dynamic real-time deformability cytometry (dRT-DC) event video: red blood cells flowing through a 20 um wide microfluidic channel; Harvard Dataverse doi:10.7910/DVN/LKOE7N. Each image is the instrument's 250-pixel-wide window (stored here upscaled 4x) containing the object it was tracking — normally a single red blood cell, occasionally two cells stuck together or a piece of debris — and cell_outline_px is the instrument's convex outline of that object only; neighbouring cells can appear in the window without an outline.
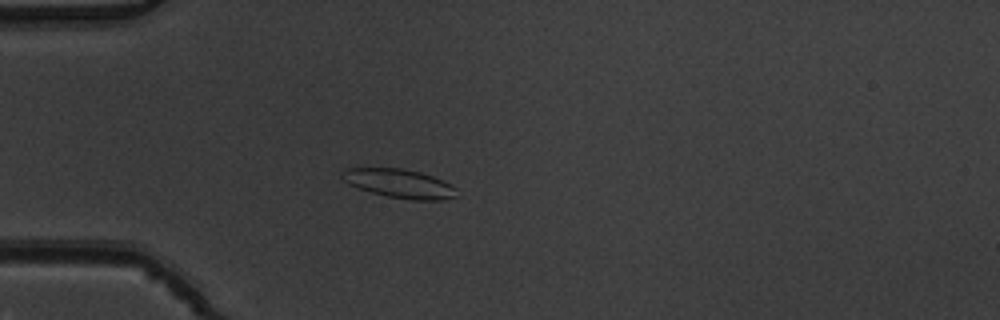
{"species": "common noctule bat (a hibernating species)", "species_latin": "Nyctalus noctula", "temperature_condition": "warm", "stored_images_in_passage": 52, "camera_frame_rate_fps": 3000, "um_per_image_px": 0.085, "animal": {"sex": "male", "body_mass_g": 19.5, "forearm_length_mm": 54.6}, "frame": {"image": 1, "passage_image": 15, "time_ms": 4.667, "image_size_px": [1000, 320], "cell_outline_px": [[460, 196], [440, 200], [412, 200], [388, 196], [372, 192], [348, 184], [340, 176], [340, 172], [348, 168], [400, 168], [420, 172], [432, 176], [456, 188]], "centroid_in_image_um": [33.95, 15.6], "position_along_channel_um": 51.0, "area_um2": 19.13}}
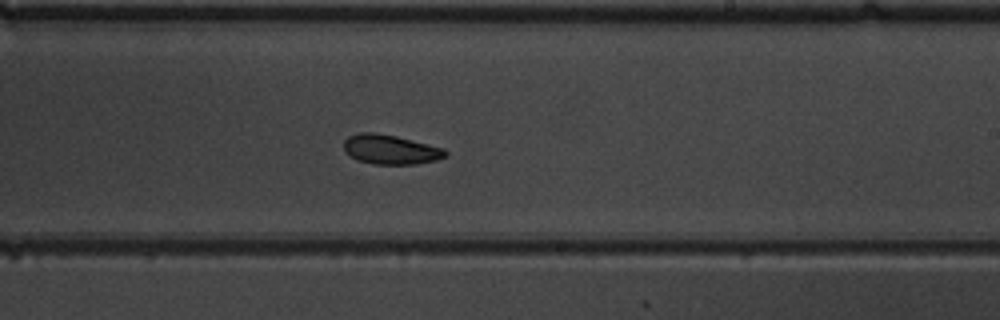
{"frame": {"image": 2, "passage_image": 32, "time_ms": 10.333, "image_size_px": [1000, 320], "cell_outline_px": [[448, 156], [436, 160], [416, 164], [372, 164], [356, 160], [344, 152], [344, 140], [348, 136], [360, 132], [372, 132], [396, 136], [444, 148], [448, 152]], "centroid_in_image_um": [33.18, 12.71], "position_along_channel_um": 255.8, "area_um2": 17.63}}
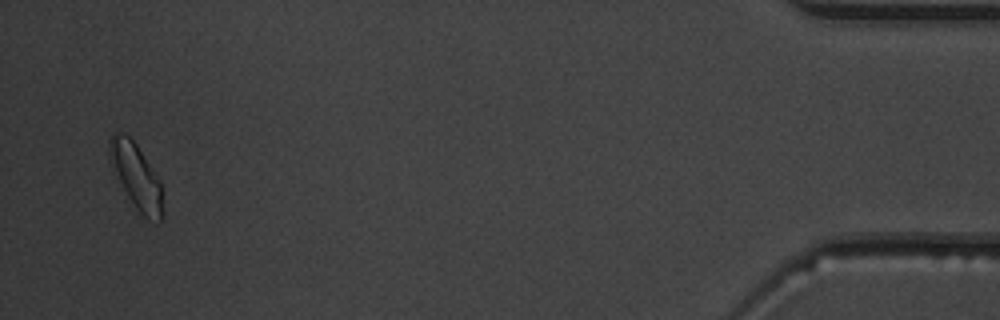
{"frame": {"image": 3, "passage_image": 51, "time_ms": 16.667, "image_size_px": [1000, 320], "cell_outline_px": [[164, 216], [156, 224], [148, 220], [136, 208], [128, 196], [108, 160], [108, 140], [112, 132], [120, 132], [128, 136], [136, 144], [160, 180]], "centroid_in_image_um": [11.57, 14.98], "position_along_channel_um": 423.6, "area_um2": 20.29}, "authors_computed_cell_mechanics": {"area_um2": 18.5538, "velocity_mm_per_s": 3.8649, "shape_relaxation_time_tau1_ms": null, "shape_relaxation_time_tau2_ms": 3.8683, "deformation_change_tau1": null, "deformation_change_tau2": 0.0882}}